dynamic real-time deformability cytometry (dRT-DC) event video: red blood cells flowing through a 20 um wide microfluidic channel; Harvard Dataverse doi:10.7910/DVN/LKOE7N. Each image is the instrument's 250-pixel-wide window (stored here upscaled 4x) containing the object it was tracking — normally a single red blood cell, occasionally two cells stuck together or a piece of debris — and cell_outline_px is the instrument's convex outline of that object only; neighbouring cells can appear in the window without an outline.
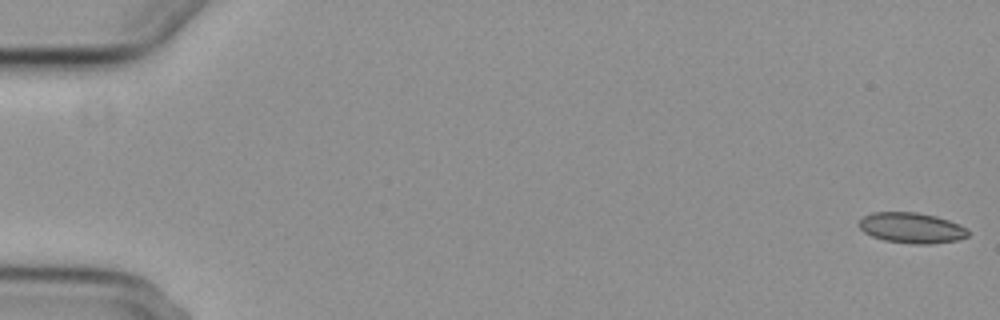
{"species": "common noctule bat (a hibernating species)", "species_latin": "Nyctalus noctula", "temperature_condition": "cold", "stored_images_in_passage": 6, "segment_of_instrument_passage": [1, 2], "camera_frame_rate_fps": 3000, "um_per_image_px": 0.085, "animal": {"sex": "female", "body_mass_g": 29.2, "forearm_length_mm": 56.3}, "frame": {"image": 1, "passage_image": 1, "time_ms": 0.0, "image_size_px": [1000, 320], "cell_outline_px": [[968, 236], [960, 240], [928, 244], [912, 244], [884, 240], [872, 236], [864, 232], [860, 228], [860, 220], [864, 216], [872, 212], [916, 212], [936, 216], [960, 224], [968, 228]], "centroid_in_image_um": [77.52, 19.37], "position_along_channel_um": 7.5, "area_um2": 19.48}}